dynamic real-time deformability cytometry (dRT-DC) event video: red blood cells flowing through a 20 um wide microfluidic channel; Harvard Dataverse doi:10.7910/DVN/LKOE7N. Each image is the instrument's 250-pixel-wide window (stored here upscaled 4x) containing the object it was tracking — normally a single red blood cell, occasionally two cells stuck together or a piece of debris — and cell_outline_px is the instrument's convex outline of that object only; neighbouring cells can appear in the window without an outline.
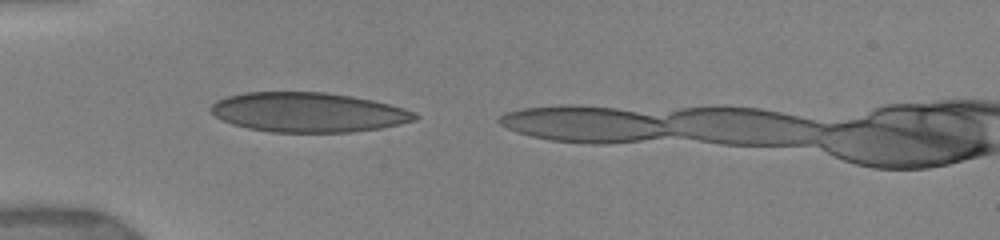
{"species": "human", "species_latin": "Homo sapiens", "temperature_condition": "warm", "stored_images_in_passage": 14, "camera_frame_rate_fps": 3000, "um_per_image_px": 0.085, "donor": {"sex": "female"}, "frame": {"image": 1, "passage_image": 2, "time_ms": 0.333, "image_size_px": [1000, 240], "cell_outline_px": [[420, 116], [416, 120], [380, 128], [352, 132], [272, 132], [248, 128], [232, 124], [216, 116], [208, 108], [216, 100], [228, 96], [244, 92], [324, 92], [352, 96], [372, 100], [404, 108], [416, 112]], "centroid_in_image_um": [26.2, 9.54], "position_along_channel_um": 58.8, "area_um2": 47.11}}
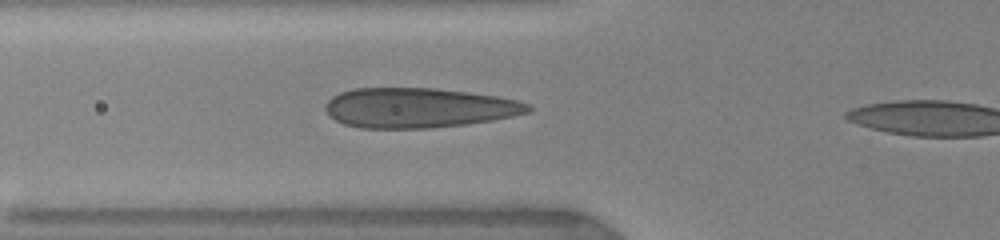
{"frame": {"image": 2, "passage_image": 11, "time_ms": 1.333, "image_size_px": [1000, 240], "cell_outline_px": [[532, 108], [528, 112], [512, 116], [492, 120], [468, 124], [428, 128], [360, 128], [344, 124], [328, 116], [324, 108], [324, 104], [332, 96], [340, 92], [356, 88], [436, 88], [500, 96], [532, 104]], "centroid_in_image_um": [35.57, 9.16], "position_along_channel_um": 90.2, "area_um2": 47.4}}